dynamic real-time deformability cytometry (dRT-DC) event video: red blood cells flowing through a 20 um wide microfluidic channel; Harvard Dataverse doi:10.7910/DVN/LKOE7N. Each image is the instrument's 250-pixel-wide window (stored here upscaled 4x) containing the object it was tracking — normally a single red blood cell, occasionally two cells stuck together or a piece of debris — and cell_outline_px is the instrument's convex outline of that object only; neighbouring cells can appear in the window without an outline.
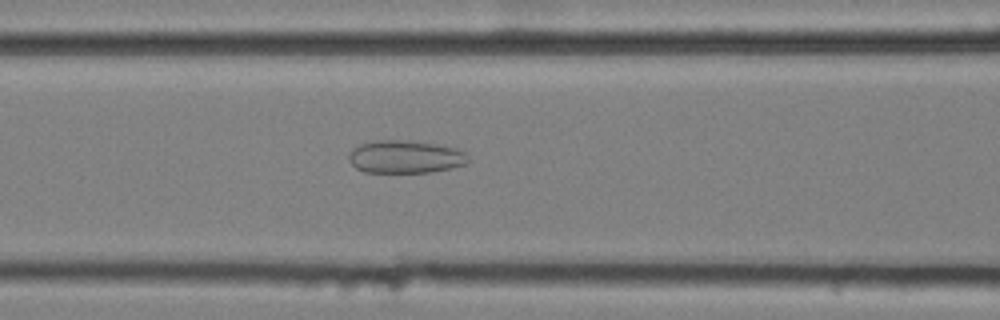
{"species": "common noctule bat (a hibernating species)", "species_latin": "Nyctalus noctula", "temperature_condition": "cold", "stored_images_in_passage": 57, "camera_frame_rate_fps": 3000, "um_per_image_px": 0.085, "animal": {"sex": "female", "body_mass_g": 25.1}, "frame": {"image": 1, "passage_image": 24, "time_ms": 7.667, "image_size_px": [1000, 320], "cell_outline_px": [[468, 160], [464, 164], [452, 168], [428, 172], [364, 172], [356, 168], [348, 160], [348, 156], [352, 148], [360, 144], [376, 140], [412, 140], [444, 144], [456, 148], [464, 152], [468, 156]], "centroid_in_image_um": [34.45, 13.31], "position_along_channel_um": 132.2, "area_um2": 23.12}}
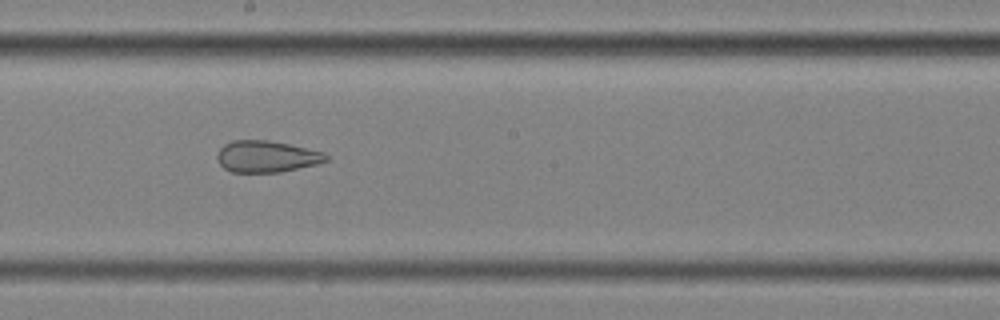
{"frame": {"image": 2, "passage_image": 32, "time_ms": 10.333, "image_size_px": [1000, 320], "cell_outline_px": [[328, 160], [316, 164], [280, 172], [232, 172], [224, 168], [220, 164], [216, 156], [216, 152], [224, 144], [232, 140], [268, 140], [288, 144], [324, 152], [328, 156]], "centroid_in_image_um": [22.63, 13.3], "position_along_channel_um": 225.6, "area_um2": 20.0}}
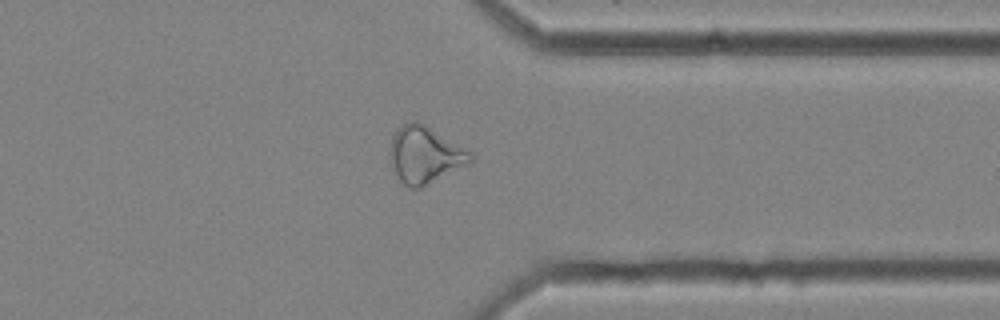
{"frame": {"image": 3, "passage_image": 45, "time_ms": 14.667, "image_size_px": [1000, 320], "cell_outline_px": [[472, 160], [468, 164], [420, 188], [412, 188], [404, 184], [400, 180], [388, 156], [392, 136], [396, 128], [400, 124], [412, 120], [416, 120], [424, 124], [468, 148], [472, 152]], "centroid_in_image_um": [36.11, 13.12], "position_along_channel_um": 375.3, "area_um2": 26.82}, "authors_computed_cell_mechanics": {"area_um2": 28.5532, "velocity_mm_per_s": 3.5054, "shape_relaxation_time_tau1_ms": null, "shape_relaxation_time_tau2_ms": 2.0764, "deformation_change_tau1": null, "deformation_change_tau2": 0.109}}